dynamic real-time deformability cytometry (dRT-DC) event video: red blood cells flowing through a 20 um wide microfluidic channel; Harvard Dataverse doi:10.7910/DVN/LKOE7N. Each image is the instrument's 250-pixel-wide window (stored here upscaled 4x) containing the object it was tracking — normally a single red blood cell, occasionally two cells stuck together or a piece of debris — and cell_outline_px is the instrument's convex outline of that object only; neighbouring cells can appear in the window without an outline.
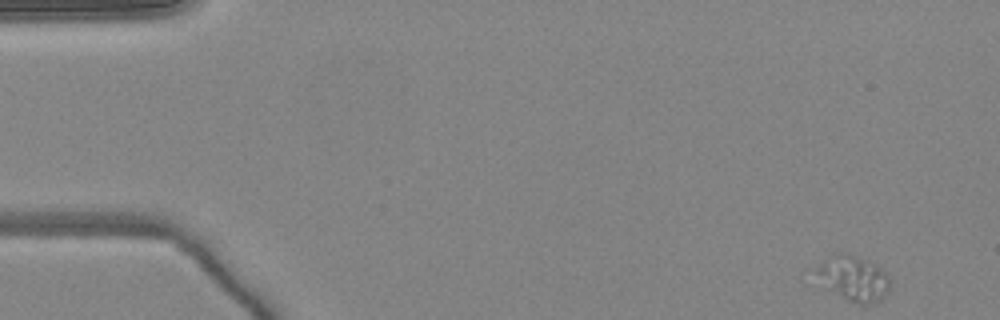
{"species": "common noctule bat (a hibernating species)", "species_latin": "Nyctalus noctula", "temperature_condition": "warm", "stored_images_in_passage": 8, "camera_frame_rate_fps": 3000, "um_per_image_px": 0.085, "animal": {"sex": "female", "body_mass_g": 24.6, "forearm_length_mm": 56.2}, "frame": {"image": 1, "passage_image": 1, "time_ms": 0.0, "image_size_px": [1000, 320], "cell_outline_px": [[888, 292], [880, 300], [872, 304], [860, 304], [848, 300], [836, 292], [812, 268], [832, 252], [848, 252], [876, 264], [888, 276]], "centroid_in_image_um": [72.56, 23.59], "position_along_channel_um": 12.4, "area_um2": 19.02}}